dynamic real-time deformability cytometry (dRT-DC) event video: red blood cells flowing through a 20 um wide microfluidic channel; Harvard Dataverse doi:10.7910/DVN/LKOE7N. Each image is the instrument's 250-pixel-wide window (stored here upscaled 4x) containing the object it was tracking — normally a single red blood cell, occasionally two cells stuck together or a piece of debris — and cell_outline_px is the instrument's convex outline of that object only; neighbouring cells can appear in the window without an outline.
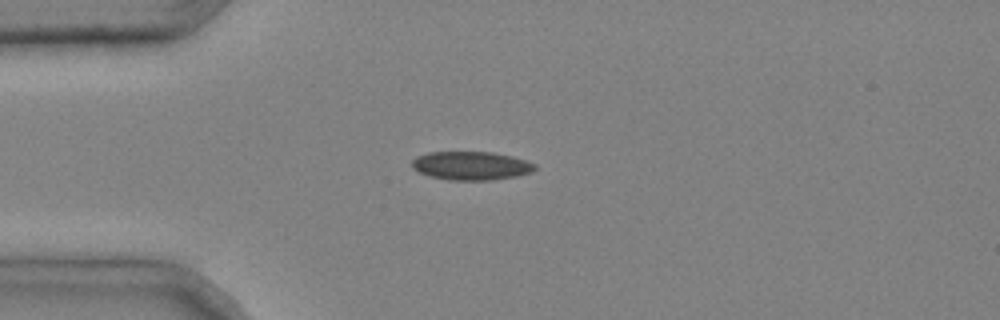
{"species": "common noctule bat (a hibernating species)", "species_latin": "Nyctalus noctula", "temperature_condition": "cold", "stored_images_in_passage": 2, "camera_frame_rate_fps": 3000, "um_per_image_px": 0.085, "animal": {"sex": "male", "body_mass_g": 20.4}, "frame": {"image": 1, "passage_image": 2, "time_ms": 0.333, "image_size_px": [1000, 320], "cell_outline_px": [[536, 168], [532, 172], [516, 176], [492, 180], [448, 180], [432, 176], [420, 172], [412, 168], [412, 160], [416, 156], [428, 152], [492, 152], [512, 156], [536, 164]], "centroid_in_image_um": [40.05, 14.08], "position_along_channel_um": 45.0, "area_um2": 20.4}}